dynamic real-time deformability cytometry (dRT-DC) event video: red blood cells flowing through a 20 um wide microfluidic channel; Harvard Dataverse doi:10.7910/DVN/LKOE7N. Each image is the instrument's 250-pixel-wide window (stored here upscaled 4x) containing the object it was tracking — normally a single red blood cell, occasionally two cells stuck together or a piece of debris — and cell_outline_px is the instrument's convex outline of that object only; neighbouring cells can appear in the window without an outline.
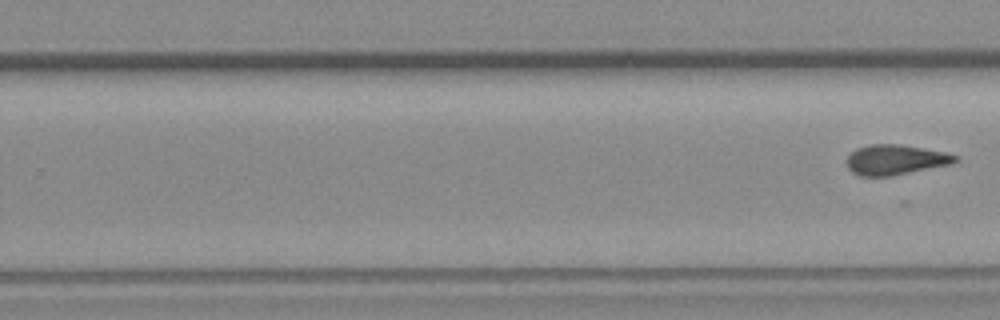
{"species": "common noctule bat (a hibernating species)", "species_latin": "Nyctalus noctula", "temperature_condition": "room temperature", "stored_images_in_passage": 8, "segment_of_instrument_passage": [2, 2], "camera_frame_rate_fps": 3000, "um_per_image_px": 0.085, "animal": {"sex": "female", "body_mass_g": 19.3, "forearm_length_mm": 54.1}, "frame": {"image": 1, "passage_image": 8, "time_ms": 2.333, "image_size_px": [1000, 320], "cell_outline_px": [[960, 160], [952, 164], [892, 176], [856, 176], [848, 168], [844, 160], [856, 148], [868, 144], [900, 144], [944, 152], [960, 156]], "centroid_in_image_um": [76.1, 13.58], "position_along_channel_um": 253.7, "area_um2": 19.36}}